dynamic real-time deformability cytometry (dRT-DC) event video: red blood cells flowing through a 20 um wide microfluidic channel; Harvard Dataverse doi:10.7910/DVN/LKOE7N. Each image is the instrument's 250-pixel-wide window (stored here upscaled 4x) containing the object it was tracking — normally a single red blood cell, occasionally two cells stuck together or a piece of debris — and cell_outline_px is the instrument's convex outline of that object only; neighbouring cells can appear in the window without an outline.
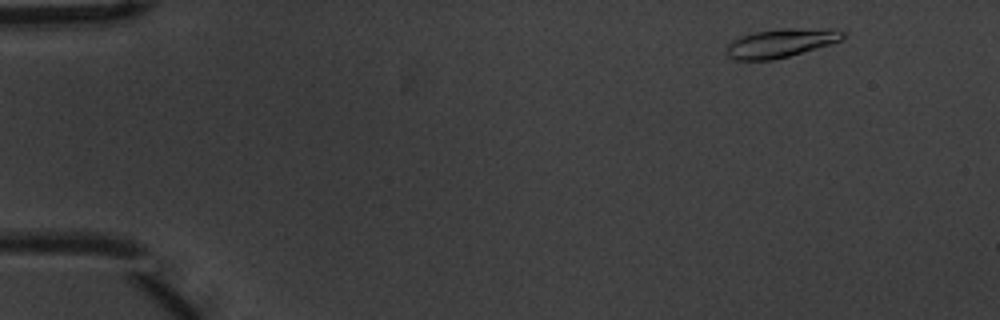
{"species": "common noctule bat (a hibernating species)", "species_latin": "Nyctalus noctula", "temperature_condition": "warm", "stored_images_in_passage": 5, "camera_frame_rate_fps": 3000, "um_per_image_px": 0.085, "animal": {"sex": "male", "body_mass_g": 20.1, "forearm_length_mm": 53.5}, "frame": {"image": 1, "passage_image": 2, "time_ms": 0.333, "image_size_px": [1000, 320], "cell_outline_px": [[844, 36], [840, 40], [828, 44], [788, 56], [772, 60], [736, 60], [728, 56], [728, 44], [732, 40], [756, 32], [784, 28], [836, 28], [844, 32]], "centroid_in_image_um": [66.39, 3.64], "position_along_channel_um": 18.6, "area_um2": 19.07}}